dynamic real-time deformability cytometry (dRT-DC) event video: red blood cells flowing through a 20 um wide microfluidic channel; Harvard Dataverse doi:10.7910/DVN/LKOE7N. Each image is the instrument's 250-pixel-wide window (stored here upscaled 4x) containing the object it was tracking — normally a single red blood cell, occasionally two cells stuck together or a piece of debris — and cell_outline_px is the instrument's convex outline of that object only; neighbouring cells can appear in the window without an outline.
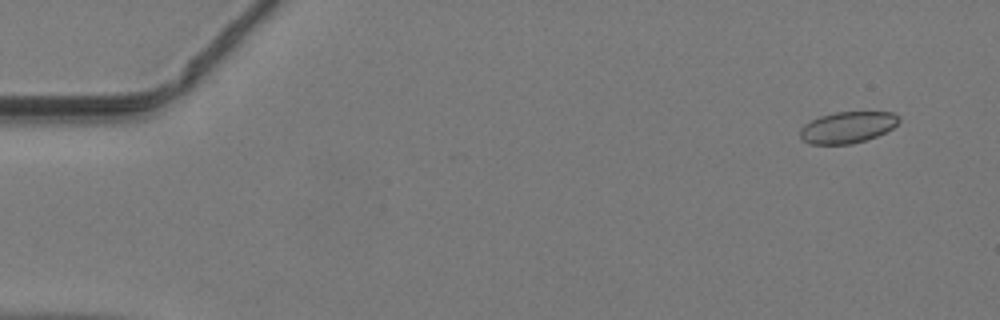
{"species": "common noctule bat (a hibernating species)", "species_latin": "Nyctalus noctula", "temperature_condition": "warm", "stored_images_in_passage": 46, "camera_frame_rate_fps": 3000, "um_per_image_px": 0.085, "animal": {"sex": "male", "body_mass_g": 19.2, "forearm_length_mm": 51.8}, "frame": {"image": 1, "passage_image": 1, "time_ms": 0.0, "image_size_px": [1000, 320], "cell_outline_px": [[900, 120], [892, 128], [876, 136], [852, 144], [812, 144], [804, 140], [800, 136], [800, 128], [804, 124], [820, 116], [836, 112], [892, 112], [900, 116]], "centroid_in_image_um": [72.04, 10.81], "position_along_channel_um": 13.0, "area_um2": 17.92}}
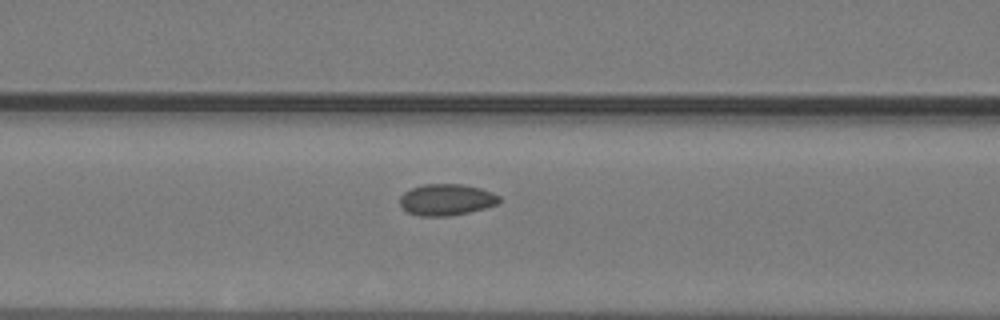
{"frame": {"image": 2, "passage_image": 18, "time_ms": 5.667, "image_size_px": [1000, 320], "cell_outline_px": [[500, 200], [496, 204], [484, 208], [468, 212], [448, 216], [420, 216], [408, 212], [400, 204], [400, 196], [404, 192], [412, 188], [424, 184], [460, 184], [480, 188], [492, 192], [500, 196]], "centroid_in_image_um": [37.94, 16.97], "position_along_channel_um": 128.7, "area_um2": 18.03}}
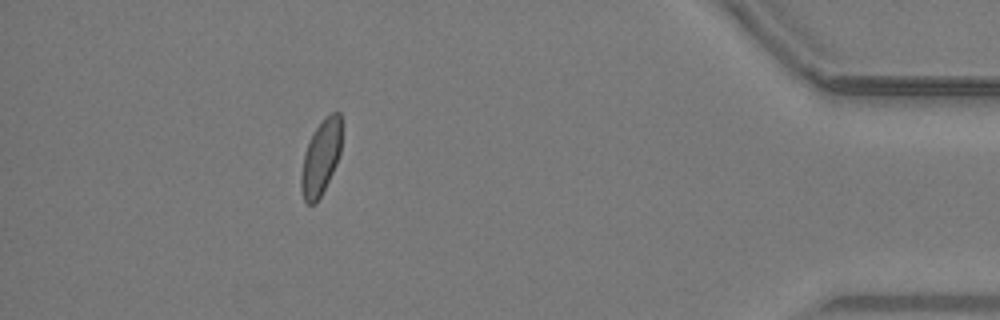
{"frame": {"image": 3, "passage_image": 41, "time_ms": 13.333, "image_size_px": [1000, 320], "cell_outline_px": [[344, 124], [340, 152], [336, 164], [316, 204], [308, 204], [304, 200], [300, 188], [300, 176], [304, 152], [316, 128], [324, 116], [332, 112], [340, 112]], "centroid_in_image_um": [27.3, 13.33], "position_along_channel_um": 407.9, "area_um2": 17.98}}